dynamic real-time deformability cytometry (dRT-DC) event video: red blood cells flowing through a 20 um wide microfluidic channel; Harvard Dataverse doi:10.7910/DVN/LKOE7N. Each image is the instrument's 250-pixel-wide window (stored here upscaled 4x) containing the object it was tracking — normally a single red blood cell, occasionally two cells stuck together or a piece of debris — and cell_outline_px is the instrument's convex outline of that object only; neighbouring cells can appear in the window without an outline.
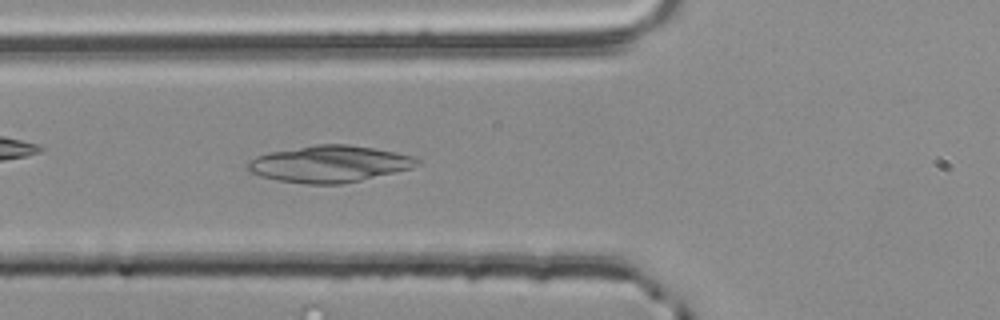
{"species": "common noctule bat (a hibernating species)", "species_latin": "Nyctalus noctula", "temperature_condition": "room temperature", "stored_images_in_passage": 54, "camera_frame_rate_fps": 3000, "um_per_image_px": 0.085, "animal": {"sex": "male", "body_mass_g": 20.4}, "frame": {"image": 1, "passage_image": 20, "time_ms": 6.333, "image_size_px": [1000, 320], "cell_outline_px": [[420, 164], [412, 168], [360, 180], [340, 184], [308, 184], [276, 180], [260, 176], [252, 172], [248, 168], [248, 160], [256, 156], [268, 152], [312, 144], [348, 144], [396, 152], [412, 156], [420, 160]], "centroid_in_image_um": [27.98, 13.92], "position_along_channel_um": 97.8, "area_um2": 36.18}}
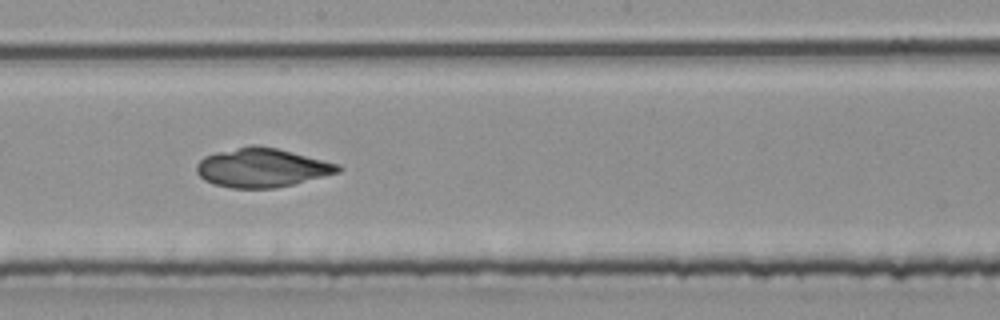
{"frame": {"image": 2, "passage_image": 30, "time_ms": 9.667, "image_size_px": [1000, 320], "cell_outline_px": [[344, 168], [340, 172], [296, 184], [276, 188], [232, 188], [212, 184], [204, 180], [196, 172], [196, 164], [204, 156], [216, 152], [252, 144], [276, 148], [340, 164]], "centroid_in_image_um": [22.27, 14.26], "position_along_channel_um": 225.9, "area_um2": 32.37}}
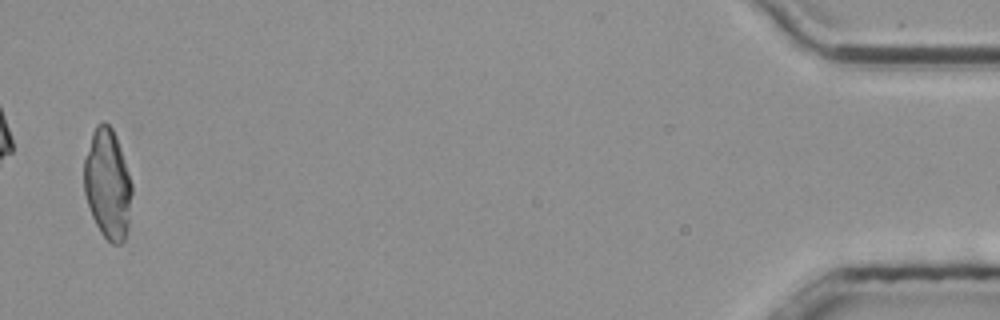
{"frame": {"image": 3, "passage_image": 53, "time_ms": 17.333, "image_size_px": [1000, 320], "cell_outline_px": [[132, 192], [128, 228], [124, 240], [120, 244], [112, 244], [100, 232], [92, 216], [84, 192], [84, 160], [92, 132], [96, 124], [104, 120], [112, 128], [116, 136], [132, 184]], "centroid_in_image_um": [9.14, 15.64], "position_along_channel_um": 426.1, "area_um2": 30.63}}